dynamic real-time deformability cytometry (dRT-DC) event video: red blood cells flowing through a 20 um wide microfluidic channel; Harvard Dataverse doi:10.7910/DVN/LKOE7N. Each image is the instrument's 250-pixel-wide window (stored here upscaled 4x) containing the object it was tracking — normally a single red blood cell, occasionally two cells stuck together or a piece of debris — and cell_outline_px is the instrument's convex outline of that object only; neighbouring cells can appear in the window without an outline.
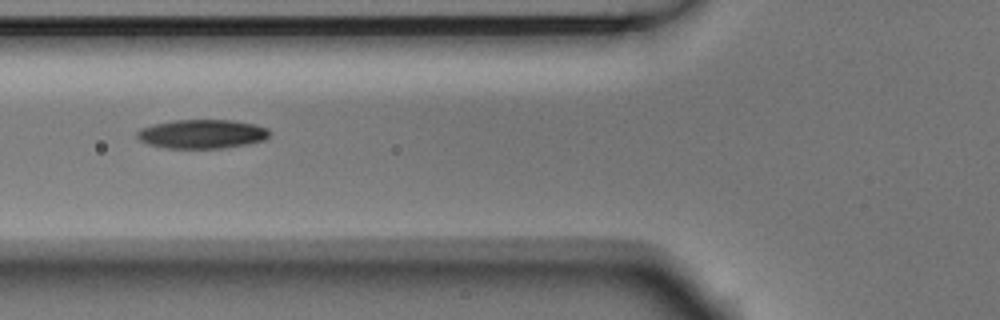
{"species": "Egyptian fruit bat (a non-hibernating species)", "species_latin": "Rousettus aegyptiacus", "temperature_condition": "room temperature", "stored_images_in_passage": 6, "camera_frame_rate_fps": 3000, "um_per_image_px": 0.085, "animal": {"sex": "male"}, "frame": {"image": 1, "passage_image": 3, "time_ms": 0.667, "image_size_px": [1000, 320], "cell_outline_px": [[268, 136], [264, 140], [244, 144], [220, 148], [168, 148], [148, 144], [140, 140], [136, 136], [136, 132], [140, 128], [152, 124], [176, 120], [232, 120], [256, 124], [268, 128]], "centroid_in_image_um": [17.14, 11.38], "position_along_channel_um": 108.7, "area_um2": 22.25}}
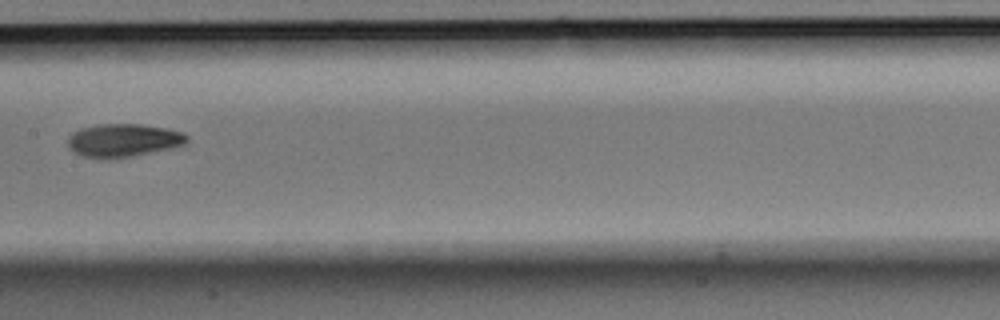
{"frame": {"image": 2, "passage_image": 5, "time_ms": 1.333, "image_size_px": [1000, 320], "cell_outline_px": [[188, 140], [184, 144], [168, 148], [132, 156], [104, 160], [84, 156], [68, 148], [68, 136], [80, 128], [96, 124], [140, 124], [168, 128], [184, 132], [188, 136]], "centroid_in_image_um": [10.46, 11.92], "position_along_channel_um": 196.9, "area_um2": 23.06}}
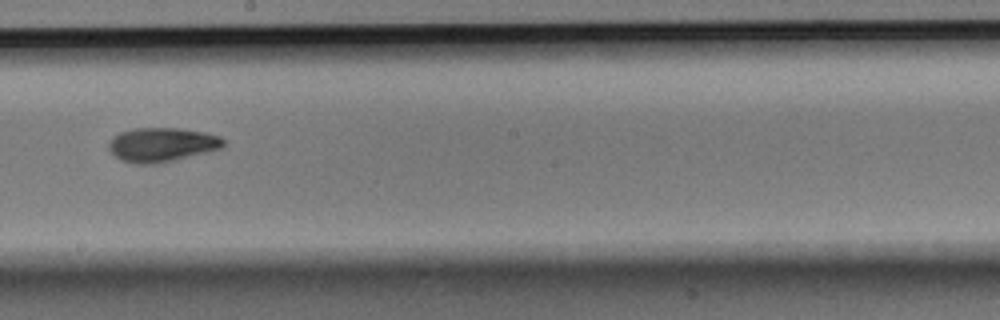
{"frame": {"image": 3, "passage_image": 6, "time_ms": 1.667, "image_size_px": [1000, 320], "cell_outline_px": [[224, 144], [220, 148], [156, 164], [136, 164], [120, 160], [108, 148], [108, 140], [112, 136], [120, 132], [136, 128], [180, 128], [204, 132], [220, 136], [224, 140]], "centroid_in_image_um": [13.7, 12.28], "position_along_channel_um": 234.5, "area_um2": 22.66}}